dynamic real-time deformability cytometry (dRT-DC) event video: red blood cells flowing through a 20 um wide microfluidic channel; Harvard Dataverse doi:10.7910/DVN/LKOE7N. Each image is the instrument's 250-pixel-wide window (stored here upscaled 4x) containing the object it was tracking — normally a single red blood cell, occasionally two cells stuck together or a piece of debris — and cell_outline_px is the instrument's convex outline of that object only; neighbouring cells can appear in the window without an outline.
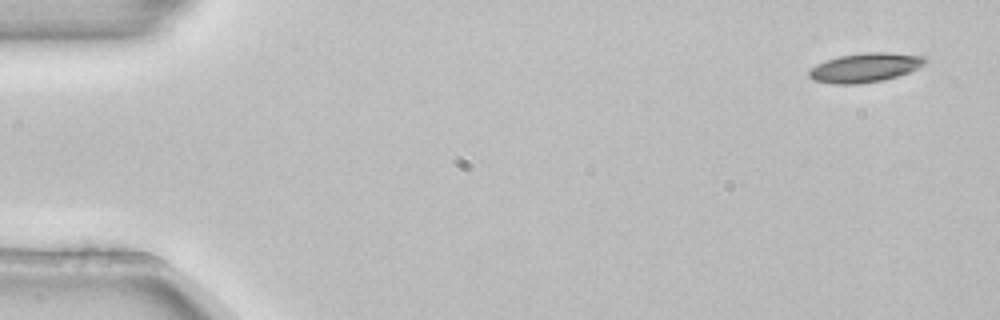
{"species": "common noctule bat (a hibernating species)", "species_latin": "Nyctalus noctula", "temperature_condition": "room temperature", "stored_images_in_passage": 3, "camera_frame_rate_fps": 3000, "um_per_image_px": 0.085, "animal": {"sex": "female", "body_mass_g": 22.7, "forearm_length_mm": 54.2}, "frame": {"image": 1, "passage_image": 1, "time_ms": 0.0, "image_size_px": [1000, 320], "cell_outline_px": [[928, 60], [924, 64], [908, 72], [884, 80], [860, 84], [832, 84], [812, 80], [808, 76], [808, 68], [824, 60], [840, 56], [864, 52], [888, 52], [928, 56]], "centroid_in_image_um": [73.49, 5.74], "position_along_channel_um": 11.5, "area_um2": 20.06}}
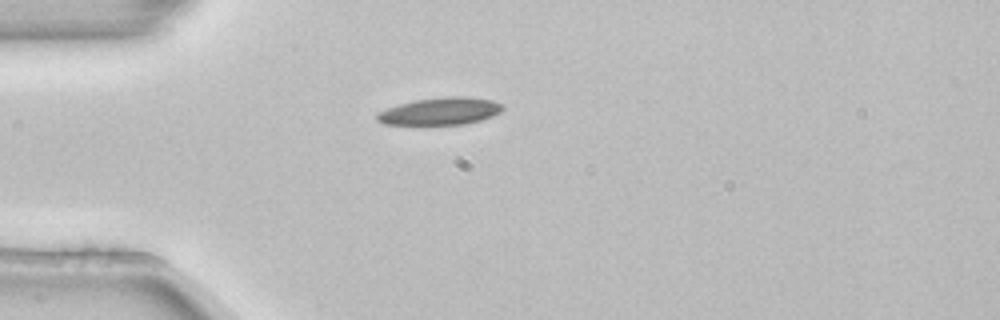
{"frame": {"image": 2, "passage_image": 3, "time_ms": 0.667, "image_size_px": [1000, 320], "cell_outline_px": [[504, 108], [500, 112], [492, 116], [480, 120], [464, 124], [384, 124], [376, 120], [376, 112], [400, 104], [416, 100], [448, 96], [464, 96], [492, 100], [504, 104]], "centroid_in_image_um": [37.44, 9.45], "position_along_channel_um": 47.6, "area_um2": 19.88}}